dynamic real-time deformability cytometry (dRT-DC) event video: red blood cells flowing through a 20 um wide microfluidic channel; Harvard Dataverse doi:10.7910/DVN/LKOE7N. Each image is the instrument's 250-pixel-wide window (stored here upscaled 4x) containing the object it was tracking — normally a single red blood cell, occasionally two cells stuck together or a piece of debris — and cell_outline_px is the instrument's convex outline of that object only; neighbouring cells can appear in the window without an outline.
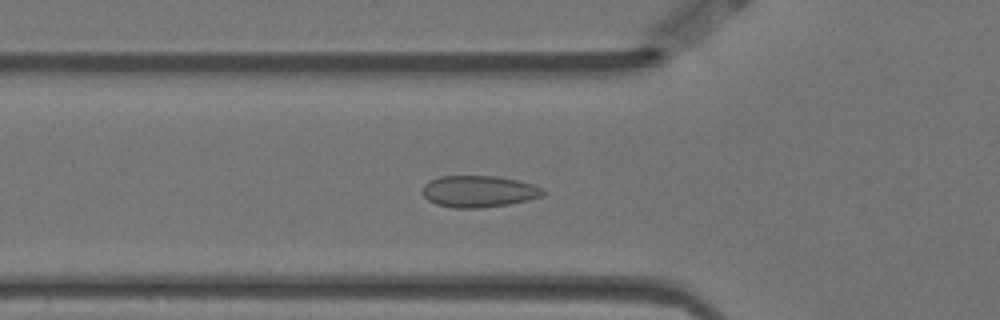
{"species": "Egyptian fruit bat (a non-hibernating species)", "species_latin": "Rousettus aegyptiacus", "temperature_condition": "warm", "stored_images_in_passage": 48, "camera_frame_rate_fps": 3000, "um_per_image_px": 0.085, "animal": {"sex": "female"}, "frame": {"image": 1, "passage_image": 13, "time_ms": 4.0, "image_size_px": [1000, 320], "cell_outline_px": [[544, 196], [528, 200], [508, 204], [480, 208], [452, 208], [436, 204], [428, 200], [420, 192], [424, 184], [440, 176], [496, 176], [516, 180], [532, 184], [540, 188], [544, 192]], "centroid_in_image_um": [40.65, 16.28], "position_along_channel_um": 85.1, "area_um2": 22.2}}
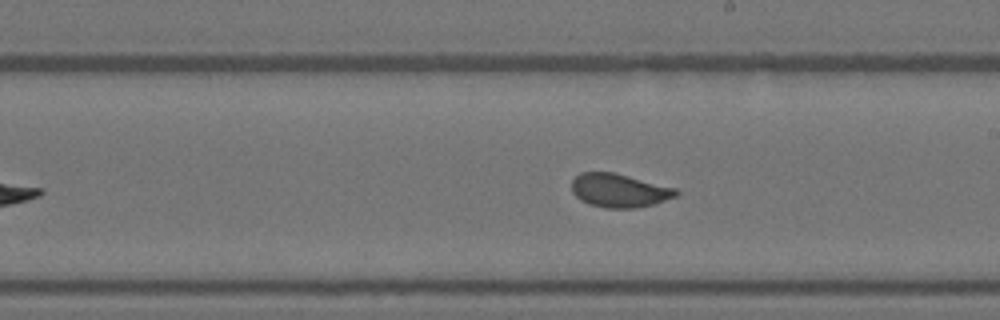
{"frame": {"image": 2, "passage_image": 26, "time_ms": 8.333, "image_size_px": [1000, 320], "cell_outline_px": [[680, 192], [676, 196], [656, 204], [636, 208], [604, 208], [588, 204], [580, 200], [572, 192], [572, 180], [580, 172], [612, 172], [676, 188]], "centroid_in_image_um": [52.63, 16.2], "position_along_channel_um": 236.4, "area_um2": 20.52}}
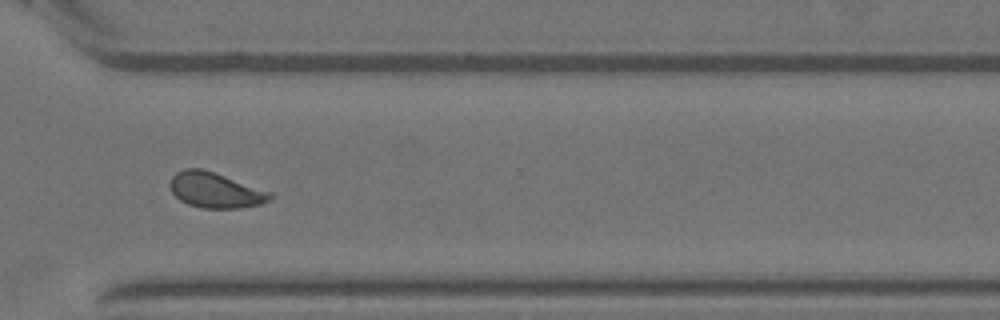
{"frame": {"image": 3, "passage_image": 36, "time_ms": 11.667, "image_size_px": [1000, 320], "cell_outline_px": [[272, 200], [260, 204], [240, 208], [200, 208], [188, 204], [180, 200], [172, 192], [168, 184], [172, 176], [176, 172], [184, 168], [200, 168], [272, 192]], "centroid_in_image_um": [18.28, 16.17], "position_along_channel_um": 352.3, "area_um2": 20.58}}